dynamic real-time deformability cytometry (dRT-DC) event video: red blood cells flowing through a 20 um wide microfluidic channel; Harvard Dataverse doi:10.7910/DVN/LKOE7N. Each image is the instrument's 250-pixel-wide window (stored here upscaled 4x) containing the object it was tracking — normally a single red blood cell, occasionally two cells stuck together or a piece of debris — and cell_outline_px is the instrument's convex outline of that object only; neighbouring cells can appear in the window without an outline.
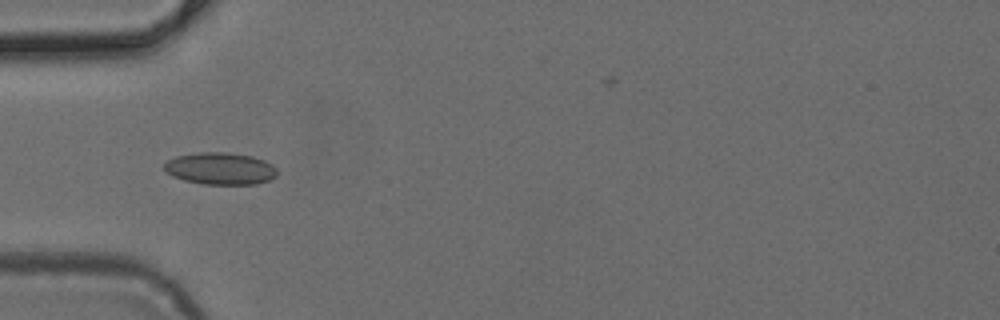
{"species": "common noctule bat (a hibernating species)", "species_latin": "Nyctalus noctula", "temperature_condition": "cold", "stored_images_in_passage": 33, "camera_frame_rate_fps": 3000, "um_per_image_px": 0.085, "animal": {"sex": "female", "body_mass_g": 24.6, "forearm_length_mm": 56.2}, "frame": {"image": 1, "passage_image": 3, "time_ms": 0.667, "image_size_px": [1000, 320], "cell_outline_px": [[276, 176], [268, 180], [256, 184], [204, 184], [184, 180], [172, 176], [164, 168], [164, 164], [168, 160], [176, 156], [200, 152], [228, 152], [252, 156], [264, 160], [272, 164], [276, 168]], "centroid_in_image_um": [18.73, 14.32], "position_along_channel_um": 66.3, "area_um2": 21.04}}
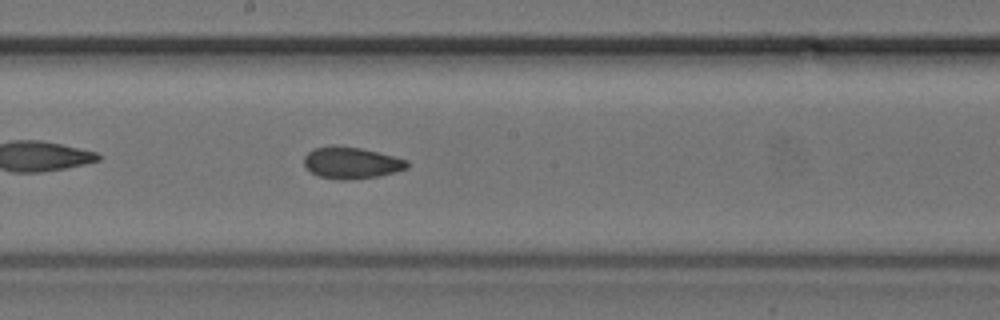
{"frame": {"image": 2, "passage_image": 14, "time_ms": 4.333, "image_size_px": [1000, 320], "cell_outline_px": [[408, 168], [380, 176], [344, 180], [340, 180], [320, 176], [312, 172], [304, 164], [304, 156], [308, 152], [316, 148], [332, 144], [360, 148], [408, 160]], "centroid_in_image_um": [29.86, 13.83], "position_along_channel_um": 218.3, "area_um2": 18.84}}
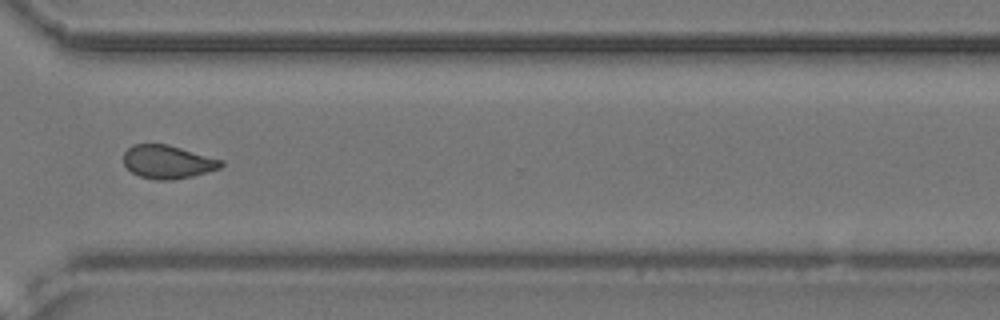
{"frame": {"image": 3, "passage_image": 24, "time_ms": 7.667, "image_size_px": [1000, 320], "cell_outline_px": [[224, 164], [220, 168], [208, 172], [192, 176], [172, 180], [156, 180], [140, 176], [132, 172], [124, 164], [124, 152], [132, 144], [168, 144], [224, 160]], "centroid_in_image_um": [14.28, 13.75], "position_along_channel_um": 356.3, "area_um2": 19.02}}